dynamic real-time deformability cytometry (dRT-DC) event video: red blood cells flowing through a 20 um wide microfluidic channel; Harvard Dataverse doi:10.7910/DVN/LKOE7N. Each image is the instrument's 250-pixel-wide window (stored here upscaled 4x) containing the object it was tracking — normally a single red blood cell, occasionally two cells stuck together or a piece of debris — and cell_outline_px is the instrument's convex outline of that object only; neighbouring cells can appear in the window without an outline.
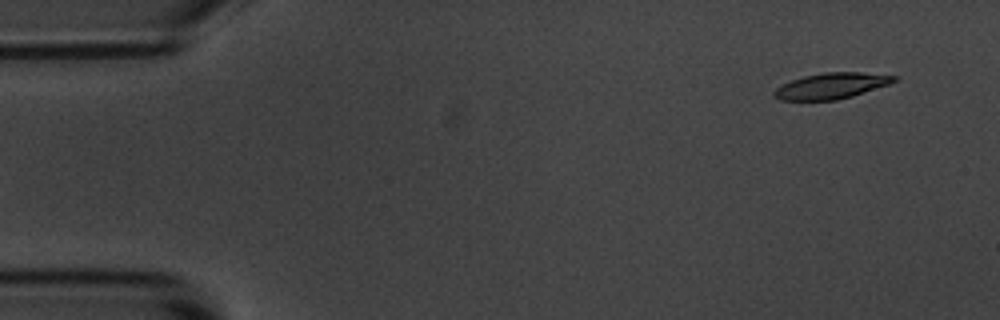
{"species": "common noctule bat (a hibernating species)", "species_latin": "Nyctalus noctula", "temperature_condition": "room temperature", "stored_images_in_passage": 5, "segment_of_instrument_passage": [2, 2], "camera_frame_rate_fps": 3000, "um_per_image_px": 0.085, "animal": {"sex": "male", "body_mass_g": 20.1, "forearm_length_mm": 53.5}, "frame": {"image": 1, "passage_image": 5, "time_ms": 5.667, "image_size_px": [1000, 320], "cell_outline_px": [[900, 76], [896, 80], [888, 84], [852, 96], [836, 100], [780, 100], [772, 96], [772, 92], [776, 88], [792, 80], [804, 76], [824, 72], [860, 72]], "centroid_in_image_um": [70.65, 7.29], "position_along_channel_um": 14.4, "area_um2": 17.98}}